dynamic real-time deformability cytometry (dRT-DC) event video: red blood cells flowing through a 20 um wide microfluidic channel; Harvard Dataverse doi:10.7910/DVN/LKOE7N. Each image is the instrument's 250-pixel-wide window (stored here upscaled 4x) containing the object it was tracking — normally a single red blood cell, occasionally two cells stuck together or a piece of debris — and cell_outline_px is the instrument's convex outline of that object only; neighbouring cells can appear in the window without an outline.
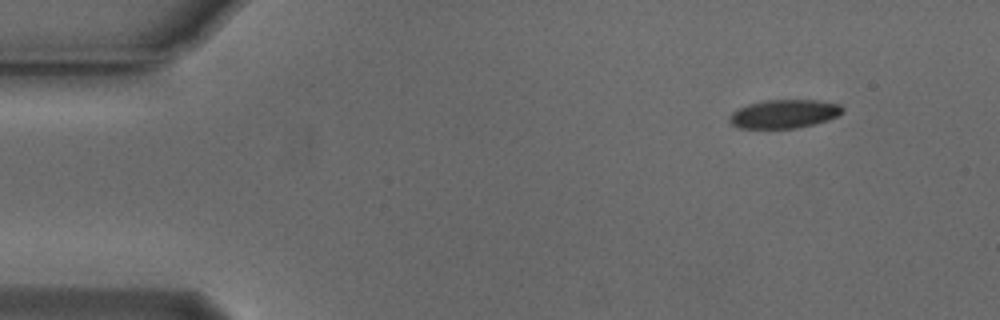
{"species": "Egyptian fruit bat (a non-hibernating species)", "species_latin": "Rousettus aegyptiacus", "temperature_condition": "cold", "stored_images_in_passage": 44, "camera_frame_rate_fps": 3000, "um_per_image_px": 0.085, "animal": {"sex": "male"}, "frame": {"image": 1, "passage_image": 1, "time_ms": 0.0, "image_size_px": [1000, 320], "cell_outline_px": [[844, 108], [836, 116], [828, 120], [796, 128], [740, 128], [732, 124], [728, 120], [728, 116], [736, 108], [748, 104], [764, 100], [816, 100], [840, 104]], "centroid_in_image_um": [66.6, 9.67], "position_along_channel_um": 18.4, "area_um2": 18.79}}
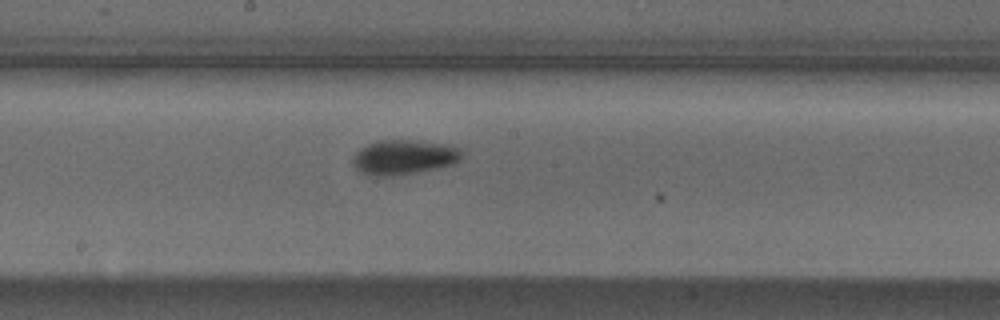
{"frame": {"image": 2, "passage_image": 24, "time_ms": 7.667, "image_size_px": [1000, 320], "cell_outline_px": [[464, 156], [456, 164], [416, 172], [392, 176], [368, 176], [360, 172], [352, 164], [352, 156], [360, 148], [376, 140], [408, 140], [452, 144], [460, 148]], "centroid_in_image_um": [34.34, 13.36], "position_along_channel_um": 213.9, "area_um2": 22.48}}
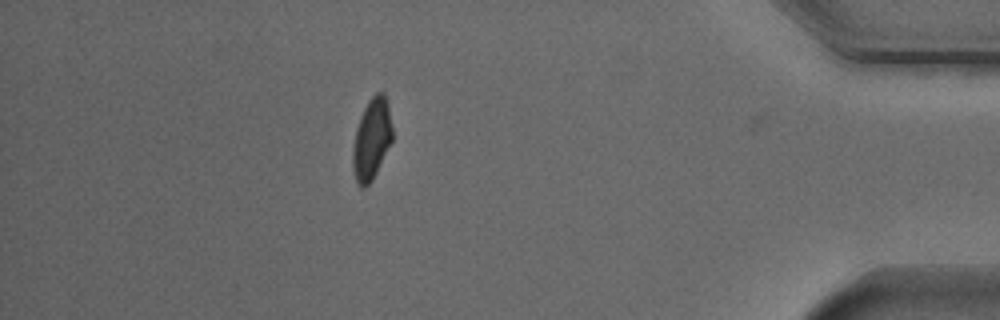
{"frame": {"image": 3, "passage_image": 43, "time_ms": 14.0, "image_size_px": [1000, 320], "cell_outline_px": [[392, 140], [372, 180], [364, 188], [360, 188], [356, 180], [352, 168], [352, 148], [356, 128], [360, 116], [368, 100], [376, 92], [384, 92], [388, 104], [392, 128]], "centroid_in_image_um": [31.57, 11.81], "position_along_channel_um": 403.6, "area_um2": 18.73}, "authors_computed_cell_mechanics": {"area_um2": 20.3456, "velocity_mm_per_s": 3.7612, "shape_relaxation_time_tau1_ms": 2.9547, "shape_relaxation_time_tau2_ms": null, "deformation_change_tau1": 0.1089, "deformation_change_tau2": null}}